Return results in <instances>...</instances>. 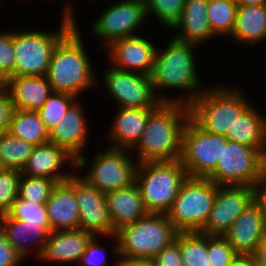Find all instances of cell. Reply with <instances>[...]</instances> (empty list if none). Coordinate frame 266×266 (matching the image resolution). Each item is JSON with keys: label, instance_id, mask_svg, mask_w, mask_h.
<instances>
[{"label": "cell", "instance_id": "cell-1", "mask_svg": "<svg viewBox=\"0 0 266 266\" xmlns=\"http://www.w3.org/2000/svg\"><path fill=\"white\" fill-rule=\"evenodd\" d=\"M168 42L163 49L159 46L156 50L154 67L150 75L153 88L161 102H176L189 106L206 87L202 85V74L197 69L199 63L195 57L200 46L180 42L173 37ZM172 89L179 90L178 94H175L176 97L164 93ZM180 91L186 92L181 94Z\"/></svg>", "mask_w": 266, "mask_h": 266}, {"label": "cell", "instance_id": "cell-2", "mask_svg": "<svg viewBox=\"0 0 266 266\" xmlns=\"http://www.w3.org/2000/svg\"><path fill=\"white\" fill-rule=\"evenodd\" d=\"M79 28L74 26L57 43L46 74L53 92L68 93L77 98H81L88 90L97 88L99 77L93 67L95 61L91 62L92 57L87 54L84 32Z\"/></svg>", "mask_w": 266, "mask_h": 266}, {"label": "cell", "instance_id": "cell-3", "mask_svg": "<svg viewBox=\"0 0 266 266\" xmlns=\"http://www.w3.org/2000/svg\"><path fill=\"white\" fill-rule=\"evenodd\" d=\"M189 119L188 105L162 102L150 114L139 142L131 150L137 162L180 160L183 129Z\"/></svg>", "mask_w": 266, "mask_h": 266}, {"label": "cell", "instance_id": "cell-4", "mask_svg": "<svg viewBox=\"0 0 266 266\" xmlns=\"http://www.w3.org/2000/svg\"><path fill=\"white\" fill-rule=\"evenodd\" d=\"M177 233L167 214L149 213L142 219L122 227L115 234L107 236L112 242L114 240L110 252L115 259L114 264L110 265L119 266V259H153L175 240Z\"/></svg>", "mask_w": 266, "mask_h": 266}, {"label": "cell", "instance_id": "cell-5", "mask_svg": "<svg viewBox=\"0 0 266 266\" xmlns=\"http://www.w3.org/2000/svg\"><path fill=\"white\" fill-rule=\"evenodd\" d=\"M212 85L189 105L190 118L205 132L226 136L235 119L252 104L251 99L240 86Z\"/></svg>", "mask_w": 266, "mask_h": 266}, {"label": "cell", "instance_id": "cell-6", "mask_svg": "<svg viewBox=\"0 0 266 266\" xmlns=\"http://www.w3.org/2000/svg\"><path fill=\"white\" fill-rule=\"evenodd\" d=\"M180 160L146 161L137 165L135 183L149 213H167L187 179Z\"/></svg>", "mask_w": 266, "mask_h": 266}, {"label": "cell", "instance_id": "cell-7", "mask_svg": "<svg viewBox=\"0 0 266 266\" xmlns=\"http://www.w3.org/2000/svg\"><path fill=\"white\" fill-rule=\"evenodd\" d=\"M93 153L92 162H89L88 155H82L76 160L77 173L82 174L83 169L86 173L80 176L89 184L106 194L135 183L138 162L131 150L105 146L102 151ZM85 168L87 171H84Z\"/></svg>", "mask_w": 266, "mask_h": 266}, {"label": "cell", "instance_id": "cell-8", "mask_svg": "<svg viewBox=\"0 0 266 266\" xmlns=\"http://www.w3.org/2000/svg\"><path fill=\"white\" fill-rule=\"evenodd\" d=\"M73 27L61 20L60 27L50 32L25 27L23 30H12L15 57L13 76H46L54 48Z\"/></svg>", "mask_w": 266, "mask_h": 266}, {"label": "cell", "instance_id": "cell-9", "mask_svg": "<svg viewBox=\"0 0 266 266\" xmlns=\"http://www.w3.org/2000/svg\"><path fill=\"white\" fill-rule=\"evenodd\" d=\"M217 185L208 178L187 177L166 213L177 232H201L206 225Z\"/></svg>", "mask_w": 266, "mask_h": 266}, {"label": "cell", "instance_id": "cell-10", "mask_svg": "<svg viewBox=\"0 0 266 266\" xmlns=\"http://www.w3.org/2000/svg\"><path fill=\"white\" fill-rule=\"evenodd\" d=\"M265 172L266 157L258 149L228 140L208 179L218 186H254Z\"/></svg>", "mask_w": 266, "mask_h": 266}, {"label": "cell", "instance_id": "cell-11", "mask_svg": "<svg viewBox=\"0 0 266 266\" xmlns=\"http://www.w3.org/2000/svg\"><path fill=\"white\" fill-rule=\"evenodd\" d=\"M227 141L225 136L205 132L190 118L183 129L180 158L188 177L208 178L222 158Z\"/></svg>", "mask_w": 266, "mask_h": 266}, {"label": "cell", "instance_id": "cell-12", "mask_svg": "<svg viewBox=\"0 0 266 266\" xmlns=\"http://www.w3.org/2000/svg\"><path fill=\"white\" fill-rule=\"evenodd\" d=\"M104 71L102 78H97L98 86L103 83L104 93L106 91L108 99L111 98L117 107L157 108L162 103L155 94L150 76L119 70L110 65Z\"/></svg>", "mask_w": 266, "mask_h": 266}, {"label": "cell", "instance_id": "cell-13", "mask_svg": "<svg viewBox=\"0 0 266 266\" xmlns=\"http://www.w3.org/2000/svg\"><path fill=\"white\" fill-rule=\"evenodd\" d=\"M105 8L96 15L90 29L91 34L102 43V49L118 39L139 34L141 25L148 18L144 0H116Z\"/></svg>", "mask_w": 266, "mask_h": 266}, {"label": "cell", "instance_id": "cell-14", "mask_svg": "<svg viewBox=\"0 0 266 266\" xmlns=\"http://www.w3.org/2000/svg\"><path fill=\"white\" fill-rule=\"evenodd\" d=\"M143 35L127 36L103 49L109 65L123 71L150 76L154 67L156 43Z\"/></svg>", "mask_w": 266, "mask_h": 266}, {"label": "cell", "instance_id": "cell-15", "mask_svg": "<svg viewBox=\"0 0 266 266\" xmlns=\"http://www.w3.org/2000/svg\"><path fill=\"white\" fill-rule=\"evenodd\" d=\"M254 202L253 186H218L213 207L201 233L222 235L235 222L236 218Z\"/></svg>", "mask_w": 266, "mask_h": 266}, {"label": "cell", "instance_id": "cell-16", "mask_svg": "<svg viewBox=\"0 0 266 266\" xmlns=\"http://www.w3.org/2000/svg\"><path fill=\"white\" fill-rule=\"evenodd\" d=\"M74 193L79 210V229L93 235H112L106 196L74 172Z\"/></svg>", "mask_w": 266, "mask_h": 266}, {"label": "cell", "instance_id": "cell-17", "mask_svg": "<svg viewBox=\"0 0 266 266\" xmlns=\"http://www.w3.org/2000/svg\"><path fill=\"white\" fill-rule=\"evenodd\" d=\"M83 101L78 98L67 109L65 116L49 132L48 142L65 149L76 160L84 155L89 144L91 130L84 111ZM85 149V150H84Z\"/></svg>", "mask_w": 266, "mask_h": 266}, {"label": "cell", "instance_id": "cell-18", "mask_svg": "<svg viewBox=\"0 0 266 266\" xmlns=\"http://www.w3.org/2000/svg\"><path fill=\"white\" fill-rule=\"evenodd\" d=\"M67 165L73 169L72 171H76V159L65 149L48 142L34 146L21 174L30 177L49 178L60 183L67 181L73 174L72 171L68 170L69 168L67 171L65 170Z\"/></svg>", "mask_w": 266, "mask_h": 266}, {"label": "cell", "instance_id": "cell-19", "mask_svg": "<svg viewBox=\"0 0 266 266\" xmlns=\"http://www.w3.org/2000/svg\"><path fill=\"white\" fill-rule=\"evenodd\" d=\"M117 109L111 127L104 137L108 147L132 150L139 142L150 114L156 108H120Z\"/></svg>", "mask_w": 266, "mask_h": 266}, {"label": "cell", "instance_id": "cell-20", "mask_svg": "<svg viewBox=\"0 0 266 266\" xmlns=\"http://www.w3.org/2000/svg\"><path fill=\"white\" fill-rule=\"evenodd\" d=\"M264 218L259 206L253 202L222 236L239 255H252L265 238Z\"/></svg>", "mask_w": 266, "mask_h": 266}, {"label": "cell", "instance_id": "cell-21", "mask_svg": "<svg viewBox=\"0 0 266 266\" xmlns=\"http://www.w3.org/2000/svg\"><path fill=\"white\" fill-rule=\"evenodd\" d=\"M94 235L82 229L52 231L49 233L38 259L53 264H77L88 242Z\"/></svg>", "mask_w": 266, "mask_h": 266}, {"label": "cell", "instance_id": "cell-22", "mask_svg": "<svg viewBox=\"0 0 266 266\" xmlns=\"http://www.w3.org/2000/svg\"><path fill=\"white\" fill-rule=\"evenodd\" d=\"M74 172L67 181L57 183L46 202L52 231L79 229V210L74 193Z\"/></svg>", "mask_w": 266, "mask_h": 266}, {"label": "cell", "instance_id": "cell-23", "mask_svg": "<svg viewBox=\"0 0 266 266\" xmlns=\"http://www.w3.org/2000/svg\"><path fill=\"white\" fill-rule=\"evenodd\" d=\"M0 227L24 262L31 255L38 260L50 233L42 224H26V221L14 220L7 214L0 215Z\"/></svg>", "mask_w": 266, "mask_h": 266}, {"label": "cell", "instance_id": "cell-24", "mask_svg": "<svg viewBox=\"0 0 266 266\" xmlns=\"http://www.w3.org/2000/svg\"><path fill=\"white\" fill-rule=\"evenodd\" d=\"M208 0H185L179 21L172 27V37L180 42L204 45L217 38L211 31L207 16ZM177 31V32H176Z\"/></svg>", "mask_w": 266, "mask_h": 266}, {"label": "cell", "instance_id": "cell-25", "mask_svg": "<svg viewBox=\"0 0 266 266\" xmlns=\"http://www.w3.org/2000/svg\"><path fill=\"white\" fill-rule=\"evenodd\" d=\"M2 85L14 110L38 111L53 92L46 76H13Z\"/></svg>", "mask_w": 266, "mask_h": 266}, {"label": "cell", "instance_id": "cell-26", "mask_svg": "<svg viewBox=\"0 0 266 266\" xmlns=\"http://www.w3.org/2000/svg\"><path fill=\"white\" fill-rule=\"evenodd\" d=\"M112 225V235L122 227L147 216L149 211L143 202L136 183L105 194Z\"/></svg>", "mask_w": 266, "mask_h": 266}, {"label": "cell", "instance_id": "cell-27", "mask_svg": "<svg viewBox=\"0 0 266 266\" xmlns=\"http://www.w3.org/2000/svg\"><path fill=\"white\" fill-rule=\"evenodd\" d=\"M243 48L257 47L266 41V5H238L233 34L228 41ZM252 46V47H251Z\"/></svg>", "mask_w": 266, "mask_h": 266}, {"label": "cell", "instance_id": "cell-28", "mask_svg": "<svg viewBox=\"0 0 266 266\" xmlns=\"http://www.w3.org/2000/svg\"><path fill=\"white\" fill-rule=\"evenodd\" d=\"M225 137L256 148L266 157V114L251 104L235 119Z\"/></svg>", "mask_w": 266, "mask_h": 266}, {"label": "cell", "instance_id": "cell-29", "mask_svg": "<svg viewBox=\"0 0 266 266\" xmlns=\"http://www.w3.org/2000/svg\"><path fill=\"white\" fill-rule=\"evenodd\" d=\"M7 132L34 146L48 143L49 132L37 111L13 109Z\"/></svg>", "mask_w": 266, "mask_h": 266}, {"label": "cell", "instance_id": "cell-30", "mask_svg": "<svg viewBox=\"0 0 266 266\" xmlns=\"http://www.w3.org/2000/svg\"><path fill=\"white\" fill-rule=\"evenodd\" d=\"M238 4L235 0H208L207 16L212 33L226 41L233 34Z\"/></svg>", "mask_w": 266, "mask_h": 266}, {"label": "cell", "instance_id": "cell-31", "mask_svg": "<svg viewBox=\"0 0 266 266\" xmlns=\"http://www.w3.org/2000/svg\"><path fill=\"white\" fill-rule=\"evenodd\" d=\"M175 240L179 244L184 266H211L208 260V235L201 232H178Z\"/></svg>", "mask_w": 266, "mask_h": 266}, {"label": "cell", "instance_id": "cell-32", "mask_svg": "<svg viewBox=\"0 0 266 266\" xmlns=\"http://www.w3.org/2000/svg\"><path fill=\"white\" fill-rule=\"evenodd\" d=\"M34 145L16 138L9 132L0 133V164L2 169H13L21 172Z\"/></svg>", "mask_w": 266, "mask_h": 266}, {"label": "cell", "instance_id": "cell-33", "mask_svg": "<svg viewBox=\"0 0 266 266\" xmlns=\"http://www.w3.org/2000/svg\"><path fill=\"white\" fill-rule=\"evenodd\" d=\"M144 4L147 16H153L168 31L179 21L185 0H144Z\"/></svg>", "mask_w": 266, "mask_h": 266}, {"label": "cell", "instance_id": "cell-34", "mask_svg": "<svg viewBox=\"0 0 266 266\" xmlns=\"http://www.w3.org/2000/svg\"><path fill=\"white\" fill-rule=\"evenodd\" d=\"M76 99L77 97L68 93L52 92L37 111L48 132L65 116L67 109Z\"/></svg>", "mask_w": 266, "mask_h": 266}, {"label": "cell", "instance_id": "cell-35", "mask_svg": "<svg viewBox=\"0 0 266 266\" xmlns=\"http://www.w3.org/2000/svg\"><path fill=\"white\" fill-rule=\"evenodd\" d=\"M57 183L49 178L30 177L21 174L18 197L36 204H46Z\"/></svg>", "mask_w": 266, "mask_h": 266}, {"label": "cell", "instance_id": "cell-36", "mask_svg": "<svg viewBox=\"0 0 266 266\" xmlns=\"http://www.w3.org/2000/svg\"><path fill=\"white\" fill-rule=\"evenodd\" d=\"M6 214L14 220L26 221V224H42L50 233L52 232L46 204H34L17 197Z\"/></svg>", "mask_w": 266, "mask_h": 266}, {"label": "cell", "instance_id": "cell-37", "mask_svg": "<svg viewBox=\"0 0 266 266\" xmlns=\"http://www.w3.org/2000/svg\"><path fill=\"white\" fill-rule=\"evenodd\" d=\"M21 172L13 169L0 170V215L6 214L18 197Z\"/></svg>", "mask_w": 266, "mask_h": 266}, {"label": "cell", "instance_id": "cell-38", "mask_svg": "<svg viewBox=\"0 0 266 266\" xmlns=\"http://www.w3.org/2000/svg\"><path fill=\"white\" fill-rule=\"evenodd\" d=\"M238 255L222 235H208V260L211 266H232Z\"/></svg>", "mask_w": 266, "mask_h": 266}, {"label": "cell", "instance_id": "cell-39", "mask_svg": "<svg viewBox=\"0 0 266 266\" xmlns=\"http://www.w3.org/2000/svg\"><path fill=\"white\" fill-rule=\"evenodd\" d=\"M15 63L12 30L0 32V81L13 77Z\"/></svg>", "mask_w": 266, "mask_h": 266}, {"label": "cell", "instance_id": "cell-40", "mask_svg": "<svg viewBox=\"0 0 266 266\" xmlns=\"http://www.w3.org/2000/svg\"><path fill=\"white\" fill-rule=\"evenodd\" d=\"M106 237L107 236L94 235L88 242L85 252L80 257L77 264L79 266H107V248L105 247V245L100 244L101 242H103L102 239H106Z\"/></svg>", "mask_w": 266, "mask_h": 266}, {"label": "cell", "instance_id": "cell-41", "mask_svg": "<svg viewBox=\"0 0 266 266\" xmlns=\"http://www.w3.org/2000/svg\"><path fill=\"white\" fill-rule=\"evenodd\" d=\"M157 266H184L180 254L179 244L176 240L165 246L153 258Z\"/></svg>", "mask_w": 266, "mask_h": 266}, {"label": "cell", "instance_id": "cell-42", "mask_svg": "<svg viewBox=\"0 0 266 266\" xmlns=\"http://www.w3.org/2000/svg\"><path fill=\"white\" fill-rule=\"evenodd\" d=\"M23 261L22 257L9 244L5 232L0 227V266H20Z\"/></svg>", "mask_w": 266, "mask_h": 266}, {"label": "cell", "instance_id": "cell-43", "mask_svg": "<svg viewBox=\"0 0 266 266\" xmlns=\"http://www.w3.org/2000/svg\"><path fill=\"white\" fill-rule=\"evenodd\" d=\"M13 111L9 94L6 88L0 86V133L7 131L10 122L11 113Z\"/></svg>", "mask_w": 266, "mask_h": 266}, {"label": "cell", "instance_id": "cell-44", "mask_svg": "<svg viewBox=\"0 0 266 266\" xmlns=\"http://www.w3.org/2000/svg\"><path fill=\"white\" fill-rule=\"evenodd\" d=\"M254 202L259 206V209L266 216V172L253 186Z\"/></svg>", "mask_w": 266, "mask_h": 266}, {"label": "cell", "instance_id": "cell-45", "mask_svg": "<svg viewBox=\"0 0 266 266\" xmlns=\"http://www.w3.org/2000/svg\"><path fill=\"white\" fill-rule=\"evenodd\" d=\"M67 1L68 3L65 2L66 5L63 6L62 14L60 18H62L61 19L62 21L68 22L73 26H78L80 23L77 21V18H76L77 16H76L75 8L77 7H74V5L70 3V1H73V0H67ZM92 1L94 2L95 0H92Z\"/></svg>", "mask_w": 266, "mask_h": 266}, {"label": "cell", "instance_id": "cell-46", "mask_svg": "<svg viewBox=\"0 0 266 266\" xmlns=\"http://www.w3.org/2000/svg\"><path fill=\"white\" fill-rule=\"evenodd\" d=\"M119 266H157L151 258L119 259Z\"/></svg>", "mask_w": 266, "mask_h": 266}, {"label": "cell", "instance_id": "cell-47", "mask_svg": "<svg viewBox=\"0 0 266 266\" xmlns=\"http://www.w3.org/2000/svg\"><path fill=\"white\" fill-rule=\"evenodd\" d=\"M259 266H266V238H263L252 254Z\"/></svg>", "mask_w": 266, "mask_h": 266}, {"label": "cell", "instance_id": "cell-48", "mask_svg": "<svg viewBox=\"0 0 266 266\" xmlns=\"http://www.w3.org/2000/svg\"><path fill=\"white\" fill-rule=\"evenodd\" d=\"M232 266H259L253 255H238Z\"/></svg>", "mask_w": 266, "mask_h": 266}, {"label": "cell", "instance_id": "cell-49", "mask_svg": "<svg viewBox=\"0 0 266 266\" xmlns=\"http://www.w3.org/2000/svg\"><path fill=\"white\" fill-rule=\"evenodd\" d=\"M238 5L251 6V5H266V0H235Z\"/></svg>", "mask_w": 266, "mask_h": 266}, {"label": "cell", "instance_id": "cell-50", "mask_svg": "<svg viewBox=\"0 0 266 266\" xmlns=\"http://www.w3.org/2000/svg\"><path fill=\"white\" fill-rule=\"evenodd\" d=\"M264 236L266 238V216L264 218Z\"/></svg>", "mask_w": 266, "mask_h": 266}]
</instances>
